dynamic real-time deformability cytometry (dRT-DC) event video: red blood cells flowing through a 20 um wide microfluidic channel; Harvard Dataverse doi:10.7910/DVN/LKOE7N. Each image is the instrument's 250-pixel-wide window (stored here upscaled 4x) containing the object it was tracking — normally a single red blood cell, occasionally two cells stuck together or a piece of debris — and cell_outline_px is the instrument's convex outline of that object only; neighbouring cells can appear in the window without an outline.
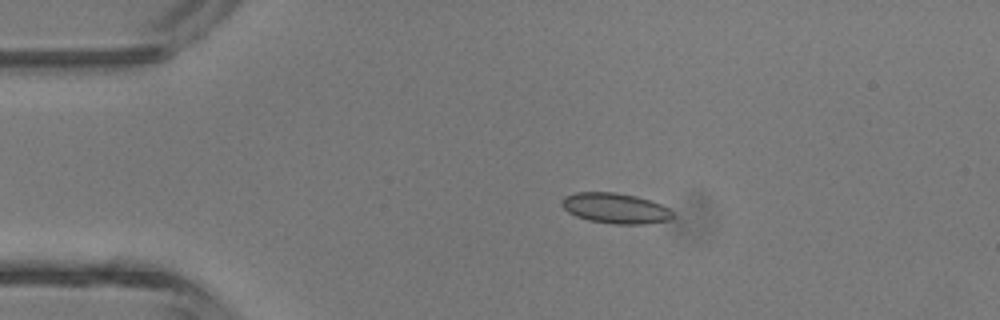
{"species": "common noctule bat (a hibernating species)", "species_latin": "Nyctalus noctula", "temperature_condition": "room temperature", "stored_images_in_passage": 3, "camera_frame_rate_fps": 3000, "um_per_image_px": 0.085, "animal": {"sex": "male", "body_mass_g": 13.3}, "frame": {"image": 1, "passage_image": 2, "time_ms": 1.0, "image_size_px": [1000, 320], "cell_outline_px": [[672, 216], [668, 220], [644, 224], [616, 224], [588, 220], [576, 216], [568, 212], [560, 204], [560, 200], [564, 196], [576, 192], [616, 192], [636, 196], [660, 204], [668, 208], [672, 212]], "centroid_in_image_um": [52.25, 17.69], "position_along_channel_um": 32.8, "area_um2": 19.59}}